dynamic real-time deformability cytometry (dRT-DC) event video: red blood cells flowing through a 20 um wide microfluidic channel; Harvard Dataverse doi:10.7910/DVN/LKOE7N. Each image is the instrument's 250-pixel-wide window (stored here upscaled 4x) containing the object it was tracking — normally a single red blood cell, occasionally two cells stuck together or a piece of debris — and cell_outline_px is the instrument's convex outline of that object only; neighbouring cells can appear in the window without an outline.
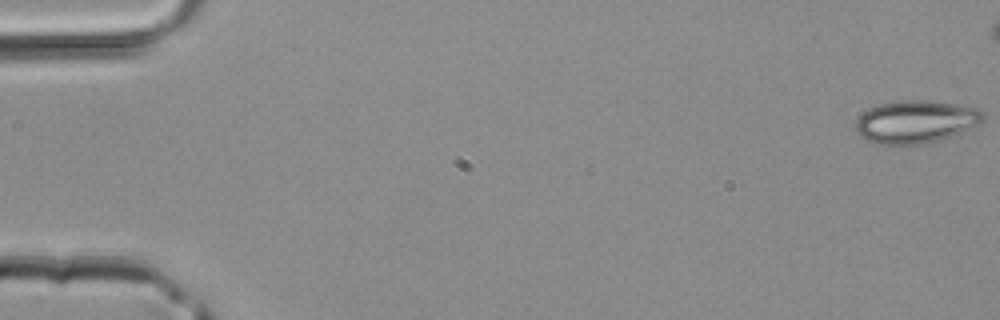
{"species": "common noctule bat (a hibernating species)", "species_latin": "Nyctalus noctula", "temperature_condition": "room temperature", "stored_images_in_passage": 40, "camera_frame_rate_fps": 3000, "um_per_image_px": 0.085, "animal": {"sex": "male", "body_mass_g": 20.4}, "frame": {"image": 1, "passage_image": 1, "time_ms": 0.0, "image_size_px": [1000, 320], "cell_outline_px": [[984, 120], [980, 124], [952, 136], [924, 144], [876, 144], [860, 136], [856, 132], [856, 120], [868, 108], [880, 104], [900, 100], [928, 100], [980, 108], [984, 112]], "centroid_in_image_um": [77.86, 10.34], "position_along_channel_um": 7.1, "area_um2": 31.85}}
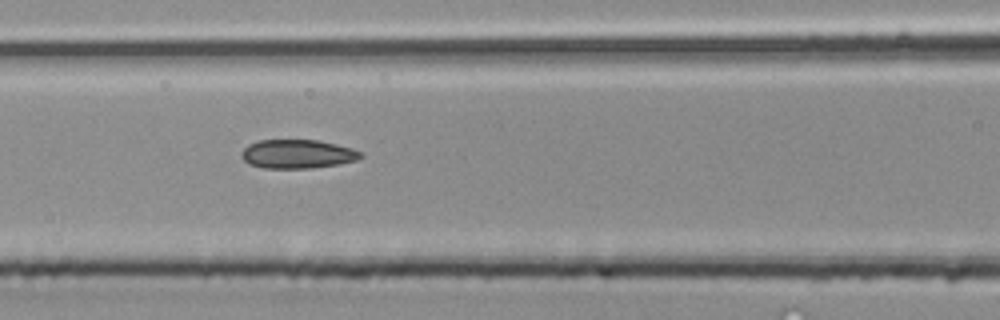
{"frame": {"image": 2, "passage_image": 20, "time_ms": 6.333, "image_size_px": [1000, 320], "cell_outline_px": [[364, 156], [356, 160], [340, 164], [312, 168], [264, 168], [248, 164], [240, 156], [240, 152], [248, 144], [260, 140], [320, 140], [352, 148], [364, 152]], "centroid_in_image_um": [25.3, 13.09], "position_along_channel_um": 141.3, "area_um2": 20.29}}
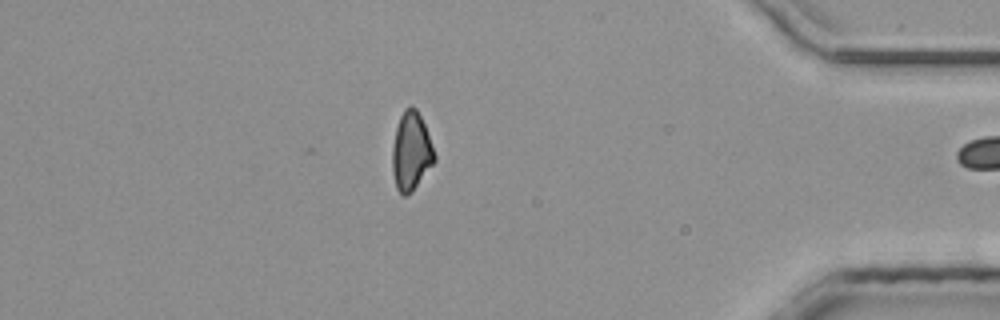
{"frame": {"image": 3, "passage_image": 39, "time_ms": 12.667, "image_size_px": [1000, 320], "cell_outline_px": [[436, 160], [412, 192], [408, 196], [404, 196], [396, 188], [392, 172], [392, 148], [396, 128], [400, 116], [404, 108], [412, 104], [416, 108], [424, 124], [436, 156]], "centroid_in_image_um": [34.93, 12.87], "position_along_channel_um": 400.3, "area_um2": 19.31}}